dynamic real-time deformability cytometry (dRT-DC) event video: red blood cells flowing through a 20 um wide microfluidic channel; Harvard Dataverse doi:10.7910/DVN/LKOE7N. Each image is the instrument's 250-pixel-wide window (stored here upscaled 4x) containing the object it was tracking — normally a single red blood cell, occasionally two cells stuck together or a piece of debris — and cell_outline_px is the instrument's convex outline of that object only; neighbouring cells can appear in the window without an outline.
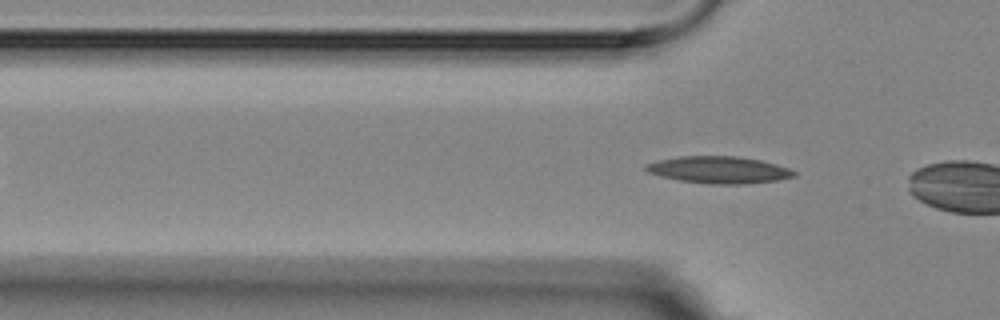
{"species": "Egyptian fruit bat (a non-hibernating species)", "species_latin": "Rousettus aegyptiacus", "temperature_condition": "room temperature", "stored_images_in_passage": 6, "segment_of_instrument_passage": [2, 2], "camera_frame_rate_fps": 3000, "um_per_image_px": 0.085, "animal": {"sex": "female"}, "frame": {"image": 1, "passage_image": 6, "time_ms": 5.667, "image_size_px": [1000, 320], "cell_outline_px": [[796, 176], [776, 180], [748, 184], [708, 184], [680, 180], [648, 172], [644, 168], [644, 164], [656, 160], [680, 156], [736, 156], [760, 160], [776, 164], [788, 168], [796, 172]], "centroid_in_image_um": [61.1, 14.43], "position_along_channel_um": 64.7, "area_um2": 23.24}}